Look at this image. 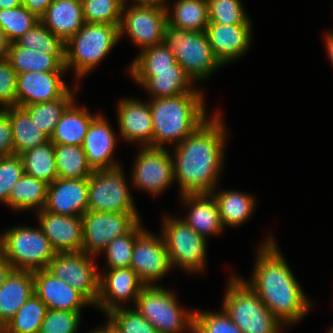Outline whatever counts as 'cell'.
Segmentation results:
<instances>
[{
	"label": "cell",
	"mask_w": 333,
	"mask_h": 333,
	"mask_svg": "<svg viewBox=\"0 0 333 333\" xmlns=\"http://www.w3.org/2000/svg\"><path fill=\"white\" fill-rule=\"evenodd\" d=\"M221 118L216 114L210 120L207 119L175 145L174 180H178L182 195L214 192L223 163L226 139Z\"/></svg>",
	"instance_id": "obj_1"
},
{
	"label": "cell",
	"mask_w": 333,
	"mask_h": 333,
	"mask_svg": "<svg viewBox=\"0 0 333 333\" xmlns=\"http://www.w3.org/2000/svg\"><path fill=\"white\" fill-rule=\"evenodd\" d=\"M266 241L259 249L251 283L246 284L283 326L289 325L303 318L311 304L275 241L272 238Z\"/></svg>",
	"instance_id": "obj_2"
},
{
	"label": "cell",
	"mask_w": 333,
	"mask_h": 333,
	"mask_svg": "<svg viewBox=\"0 0 333 333\" xmlns=\"http://www.w3.org/2000/svg\"><path fill=\"white\" fill-rule=\"evenodd\" d=\"M201 92H188L174 97L154 98L149 103L153 124V147L166 142H182L206 118Z\"/></svg>",
	"instance_id": "obj_3"
},
{
	"label": "cell",
	"mask_w": 333,
	"mask_h": 333,
	"mask_svg": "<svg viewBox=\"0 0 333 333\" xmlns=\"http://www.w3.org/2000/svg\"><path fill=\"white\" fill-rule=\"evenodd\" d=\"M223 310L242 333H280L281 324L241 278L232 276Z\"/></svg>",
	"instance_id": "obj_4"
},
{
	"label": "cell",
	"mask_w": 333,
	"mask_h": 333,
	"mask_svg": "<svg viewBox=\"0 0 333 333\" xmlns=\"http://www.w3.org/2000/svg\"><path fill=\"white\" fill-rule=\"evenodd\" d=\"M120 39L119 25L85 23L65 42V67L82 77L110 52Z\"/></svg>",
	"instance_id": "obj_5"
},
{
	"label": "cell",
	"mask_w": 333,
	"mask_h": 333,
	"mask_svg": "<svg viewBox=\"0 0 333 333\" xmlns=\"http://www.w3.org/2000/svg\"><path fill=\"white\" fill-rule=\"evenodd\" d=\"M163 43L174 52L176 62L193 83L207 78L222 65L213 54L205 31L193 32L167 23Z\"/></svg>",
	"instance_id": "obj_6"
},
{
	"label": "cell",
	"mask_w": 333,
	"mask_h": 333,
	"mask_svg": "<svg viewBox=\"0 0 333 333\" xmlns=\"http://www.w3.org/2000/svg\"><path fill=\"white\" fill-rule=\"evenodd\" d=\"M0 252L14 270L47 268L56 254L41 228L14 227L0 236Z\"/></svg>",
	"instance_id": "obj_7"
},
{
	"label": "cell",
	"mask_w": 333,
	"mask_h": 333,
	"mask_svg": "<svg viewBox=\"0 0 333 333\" xmlns=\"http://www.w3.org/2000/svg\"><path fill=\"white\" fill-rule=\"evenodd\" d=\"M135 304L136 310L155 326L157 333H178L184 328L193 332L194 311L180 309L175 295L164 288L145 286Z\"/></svg>",
	"instance_id": "obj_8"
},
{
	"label": "cell",
	"mask_w": 333,
	"mask_h": 333,
	"mask_svg": "<svg viewBox=\"0 0 333 333\" xmlns=\"http://www.w3.org/2000/svg\"><path fill=\"white\" fill-rule=\"evenodd\" d=\"M162 237L169 255L170 264L198 272L204 269L206 238L200 236L183 219L165 217Z\"/></svg>",
	"instance_id": "obj_9"
},
{
	"label": "cell",
	"mask_w": 333,
	"mask_h": 333,
	"mask_svg": "<svg viewBox=\"0 0 333 333\" xmlns=\"http://www.w3.org/2000/svg\"><path fill=\"white\" fill-rule=\"evenodd\" d=\"M87 211L136 212L120 166L94 171L88 178Z\"/></svg>",
	"instance_id": "obj_10"
},
{
	"label": "cell",
	"mask_w": 333,
	"mask_h": 333,
	"mask_svg": "<svg viewBox=\"0 0 333 333\" xmlns=\"http://www.w3.org/2000/svg\"><path fill=\"white\" fill-rule=\"evenodd\" d=\"M137 212L86 211L83 220L82 251L90 256L104 251L116 236L128 233L140 220Z\"/></svg>",
	"instance_id": "obj_11"
},
{
	"label": "cell",
	"mask_w": 333,
	"mask_h": 333,
	"mask_svg": "<svg viewBox=\"0 0 333 333\" xmlns=\"http://www.w3.org/2000/svg\"><path fill=\"white\" fill-rule=\"evenodd\" d=\"M91 257L83 251L56 253L46 269L96 305L100 273Z\"/></svg>",
	"instance_id": "obj_12"
},
{
	"label": "cell",
	"mask_w": 333,
	"mask_h": 333,
	"mask_svg": "<svg viewBox=\"0 0 333 333\" xmlns=\"http://www.w3.org/2000/svg\"><path fill=\"white\" fill-rule=\"evenodd\" d=\"M122 14L120 37L127 31L131 40L142 46V50L163 43L165 26L168 23L166 7L131 6L125 11L123 5Z\"/></svg>",
	"instance_id": "obj_13"
},
{
	"label": "cell",
	"mask_w": 333,
	"mask_h": 333,
	"mask_svg": "<svg viewBox=\"0 0 333 333\" xmlns=\"http://www.w3.org/2000/svg\"><path fill=\"white\" fill-rule=\"evenodd\" d=\"M133 184L160 194L174 180L173 157L163 147H143L136 158Z\"/></svg>",
	"instance_id": "obj_14"
},
{
	"label": "cell",
	"mask_w": 333,
	"mask_h": 333,
	"mask_svg": "<svg viewBox=\"0 0 333 333\" xmlns=\"http://www.w3.org/2000/svg\"><path fill=\"white\" fill-rule=\"evenodd\" d=\"M130 267L146 286L163 278L172 268L163 237L144 230L135 240Z\"/></svg>",
	"instance_id": "obj_15"
},
{
	"label": "cell",
	"mask_w": 333,
	"mask_h": 333,
	"mask_svg": "<svg viewBox=\"0 0 333 333\" xmlns=\"http://www.w3.org/2000/svg\"><path fill=\"white\" fill-rule=\"evenodd\" d=\"M66 71L25 72L18 74L16 106L53 101L70 89L61 79Z\"/></svg>",
	"instance_id": "obj_16"
},
{
	"label": "cell",
	"mask_w": 333,
	"mask_h": 333,
	"mask_svg": "<svg viewBox=\"0 0 333 333\" xmlns=\"http://www.w3.org/2000/svg\"><path fill=\"white\" fill-rule=\"evenodd\" d=\"M34 294L52 310L81 312V307L92 304L82 293L55 277L46 268L33 271Z\"/></svg>",
	"instance_id": "obj_17"
},
{
	"label": "cell",
	"mask_w": 333,
	"mask_h": 333,
	"mask_svg": "<svg viewBox=\"0 0 333 333\" xmlns=\"http://www.w3.org/2000/svg\"><path fill=\"white\" fill-rule=\"evenodd\" d=\"M105 277L100 275L99 295L95 306L108 313L119 308L120 301L134 299L136 303L139 293L146 286L129 268L108 269ZM119 301V302H118Z\"/></svg>",
	"instance_id": "obj_18"
},
{
	"label": "cell",
	"mask_w": 333,
	"mask_h": 333,
	"mask_svg": "<svg viewBox=\"0 0 333 333\" xmlns=\"http://www.w3.org/2000/svg\"><path fill=\"white\" fill-rule=\"evenodd\" d=\"M39 224L56 253L80 252L83 246V220L80 216L39 211Z\"/></svg>",
	"instance_id": "obj_19"
},
{
	"label": "cell",
	"mask_w": 333,
	"mask_h": 333,
	"mask_svg": "<svg viewBox=\"0 0 333 333\" xmlns=\"http://www.w3.org/2000/svg\"><path fill=\"white\" fill-rule=\"evenodd\" d=\"M88 178H57L48 184L44 210L65 216H80L87 211Z\"/></svg>",
	"instance_id": "obj_20"
},
{
	"label": "cell",
	"mask_w": 333,
	"mask_h": 333,
	"mask_svg": "<svg viewBox=\"0 0 333 333\" xmlns=\"http://www.w3.org/2000/svg\"><path fill=\"white\" fill-rule=\"evenodd\" d=\"M252 24L209 23L205 29L213 54L224 66L247 51Z\"/></svg>",
	"instance_id": "obj_21"
},
{
	"label": "cell",
	"mask_w": 333,
	"mask_h": 333,
	"mask_svg": "<svg viewBox=\"0 0 333 333\" xmlns=\"http://www.w3.org/2000/svg\"><path fill=\"white\" fill-rule=\"evenodd\" d=\"M115 145L117 144L112 127L104 117L97 115L91 121L82 144L88 164L93 171L119 166L111 161Z\"/></svg>",
	"instance_id": "obj_22"
},
{
	"label": "cell",
	"mask_w": 333,
	"mask_h": 333,
	"mask_svg": "<svg viewBox=\"0 0 333 333\" xmlns=\"http://www.w3.org/2000/svg\"><path fill=\"white\" fill-rule=\"evenodd\" d=\"M118 106V123L123 139L139 141L143 147H153V124L149 103L126 98L122 99Z\"/></svg>",
	"instance_id": "obj_23"
},
{
	"label": "cell",
	"mask_w": 333,
	"mask_h": 333,
	"mask_svg": "<svg viewBox=\"0 0 333 333\" xmlns=\"http://www.w3.org/2000/svg\"><path fill=\"white\" fill-rule=\"evenodd\" d=\"M130 73L139 84L153 94V99L201 92L192 88V79L178 63L172 67V70L130 71Z\"/></svg>",
	"instance_id": "obj_24"
},
{
	"label": "cell",
	"mask_w": 333,
	"mask_h": 333,
	"mask_svg": "<svg viewBox=\"0 0 333 333\" xmlns=\"http://www.w3.org/2000/svg\"><path fill=\"white\" fill-rule=\"evenodd\" d=\"M33 294V271L13 269L0 286V325L3 328Z\"/></svg>",
	"instance_id": "obj_25"
},
{
	"label": "cell",
	"mask_w": 333,
	"mask_h": 333,
	"mask_svg": "<svg viewBox=\"0 0 333 333\" xmlns=\"http://www.w3.org/2000/svg\"><path fill=\"white\" fill-rule=\"evenodd\" d=\"M40 21L65 43L85 24L81 0H54Z\"/></svg>",
	"instance_id": "obj_26"
},
{
	"label": "cell",
	"mask_w": 333,
	"mask_h": 333,
	"mask_svg": "<svg viewBox=\"0 0 333 333\" xmlns=\"http://www.w3.org/2000/svg\"><path fill=\"white\" fill-rule=\"evenodd\" d=\"M183 201L191 205L188 218L183 219L200 236L218 234L223 230L217 201L211 193L183 194Z\"/></svg>",
	"instance_id": "obj_27"
},
{
	"label": "cell",
	"mask_w": 333,
	"mask_h": 333,
	"mask_svg": "<svg viewBox=\"0 0 333 333\" xmlns=\"http://www.w3.org/2000/svg\"><path fill=\"white\" fill-rule=\"evenodd\" d=\"M96 116L90 114L86 107H74L72 102L63 112L50 141L54 144L82 146L88 127Z\"/></svg>",
	"instance_id": "obj_28"
},
{
	"label": "cell",
	"mask_w": 333,
	"mask_h": 333,
	"mask_svg": "<svg viewBox=\"0 0 333 333\" xmlns=\"http://www.w3.org/2000/svg\"><path fill=\"white\" fill-rule=\"evenodd\" d=\"M7 60L17 74L67 70L65 55H49L20 47L16 42L10 44Z\"/></svg>",
	"instance_id": "obj_29"
},
{
	"label": "cell",
	"mask_w": 333,
	"mask_h": 333,
	"mask_svg": "<svg viewBox=\"0 0 333 333\" xmlns=\"http://www.w3.org/2000/svg\"><path fill=\"white\" fill-rule=\"evenodd\" d=\"M9 121L12 127L15 155H20L50 140L23 107H9Z\"/></svg>",
	"instance_id": "obj_30"
},
{
	"label": "cell",
	"mask_w": 333,
	"mask_h": 333,
	"mask_svg": "<svg viewBox=\"0 0 333 333\" xmlns=\"http://www.w3.org/2000/svg\"><path fill=\"white\" fill-rule=\"evenodd\" d=\"M167 9L168 24L193 32L205 31L209 24L207 0H177L173 7V15Z\"/></svg>",
	"instance_id": "obj_31"
},
{
	"label": "cell",
	"mask_w": 333,
	"mask_h": 333,
	"mask_svg": "<svg viewBox=\"0 0 333 333\" xmlns=\"http://www.w3.org/2000/svg\"><path fill=\"white\" fill-rule=\"evenodd\" d=\"M47 188L48 183L25 173L10 191L9 206L16 210L38 207L41 211L46 205Z\"/></svg>",
	"instance_id": "obj_32"
},
{
	"label": "cell",
	"mask_w": 333,
	"mask_h": 333,
	"mask_svg": "<svg viewBox=\"0 0 333 333\" xmlns=\"http://www.w3.org/2000/svg\"><path fill=\"white\" fill-rule=\"evenodd\" d=\"M54 155L58 178L84 179L94 172L82 146L54 144Z\"/></svg>",
	"instance_id": "obj_33"
},
{
	"label": "cell",
	"mask_w": 333,
	"mask_h": 333,
	"mask_svg": "<svg viewBox=\"0 0 333 333\" xmlns=\"http://www.w3.org/2000/svg\"><path fill=\"white\" fill-rule=\"evenodd\" d=\"M223 228L226 225L238 226L245 222L253 212L254 198L236 191H220L215 195Z\"/></svg>",
	"instance_id": "obj_34"
},
{
	"label": "cell",
	"mask_w": 333,
	"mask_h": 333,
	"mask_svg": "<svg viewBox=\"0 0 333 333\" xmlns=\"http://www.w3.org/2000/svg\"><path fill=\"white\" fill-rule=\"evenodd\" d=\"M27 175L50 184L58 178L55 163L54 143L50 140L19 155Z\"/></svg>",
	"instance_id": "obj_35"
},
{
	"label": "cell",
	"mask_w": 333,
	"mask_h": 333,
	"mask_svg": "<svg viewBox=\"0 0 333 333\" xmlns=\"http://www.w3.org/2000/svg\"><path fill=\"white\" fill-rule=\"evenodd\" d=\"M71 92L72 91L69 90L64 96L53 101L23 106L33 122H35L38 128L49 138L54 133L56 125L60 121L63 112L72 102H74V93Z\"/></svg>",
	"instance_id": "obj_36"
},
{
	"label": "cell",
	"mask_w": 333,
	"mask_h": 333,
	"mask_svg": "<svg viewBox=\"0 0 333 333\" xmlns=\"http://www.w3.org/2000/svg\"><path fill=\"white\" fill-rule=\"evenodd\" d=\"M48 308L33 294L4 326L3 333H39Z\"/></svg>",
	"instance_id": "obj_37"
},
{
	"label": "cell",
	"mask_w": 333,
	"mask_h": 333,
	"mask_svg": "<svg viewBox=\"0 0 333 333\" xmlns=\"http://www.w3.org/2000/svg\"><path fill=\"white\" fill-rule=\"evenodd\" d=\"M15 42L20 47L49 55H65V43L40 20Z\"/></svg>",
	"instance_id": "obj_38"
},
{
	"label": "cell",
	"mask_w": 333,
	"mask_h": 333,
	"mask_svg": "<svg viewBox=\"0 0 333 333\" xmlns=\"http://www.w3.org/2000/svg\"><path fill=\"white\" fill-rule=\"evenodd\" d=\"M143 231L139 221L128 233L116 236L108 243L104 250L108 269L130 267L135 240Z\"/></svg>",
	"instance_id": "obj_39"
},
{
	"label": "cell",
	"mask_w": 333,
	"mask_h": 333,
	"mask_svg": "<svg viewBox=\"0 0 333 333\" xmlns=\"http://www.w3.org/2000/svg\"><path fill=\"white\" fill-rule=\"evenodd\" d=\"M39 20L23 5L12 9H0V28L11 43L32 29Z\"/></svg>",
	"instance_id": "obj_40"
},
{
	"label": "cell",
	"mask_w": 333,
	"mask_h": 333,
	"mask_svg": "<svg viewBox=\"0 0 333 333\" xmlns=\"http://www.w3.org/2000/svg\"><path fill=\"white\" fill-rule=\"evenodd\" d=\"M85 23L120 25L122 0H81Z\"/></svg>",
	"instance_id": "obj_41"
},
{
	"label": "cell",
	"mask_w": 333,
	"mask_h": 333,
	"mask_svg": "<svg viewBox=\"0 0 333 333\" xmlns=\"http://www.w3.org/2000/svg\"><path fill=\"white\" fill-rule=\"evenodd\" d=\"M177 64L174 52L164 43L146 48L133 61L129 71L172 70Z\"/></svg>",
	"instance_id": "obj_42"
},
{
	"label": "cell",
	"mask_w": 333,
	"mask_h": 333,
	"mask_svg": "<svg viewBox=\"0 0 333 333\" xmlns=\"http://www.w3.org/2000/svg\"><path fill=\"white\" fill-rule=\"evenodd\" d=\"M209 23L251 24L240 0H207Z\"/></svg>",
	"instance_id": "obj_43"
},
{
	"label": "cell",
	"mask_w": 333,
	"mask_h": 333,
	"mask_svg": "<svg viewBox=\"0 0 333 333\" xmlns=\"http://www.w3.org/2000/svg\"><path fill=\"white\" fill-rule=\"evenodd\" d=\"M120 333H157L155 326L136 309L116 308L107 313Z\"/></svg>",
	"instance_id": "obj_44"
},
{
	"label": "cell",
	"mask_w": 333,
	"mask_h": 333,
	"mask_svg": "<svg viewBox=\"0 0 333 333\" xmlns=\"http://www.w3.org/2000/svg\"><path fill=\"white\" fill-rule=\"evenodd\" d=\"M193 333H242V331L224 310L220 313L196 311Z\"/></svg>",
	"instance_id": "obj_45"
},
{
	"label": "cell",
	"mask_w": 333,
	"mask_h": 333,
	"mask_svg": "<svg viewBox=\"0 0 333 333\" xmlns=\"http://www.w3.org/2000/svg\"><path fill=\"white\" fill-rule=\"evenodd\" d=\"M25 174L23 162L19 155L3 156L0 160V201L9 205L12 187Z\"/></svg>",
	"instance_id": "obj_46"
},
{
	"label": "cell",
	"mask_w": 333,
	"mask_h": 333,
	"mask_svg": "<svg viewBox=\"0 0 333 333\" xmlns=\"http://www.w3.org/2000/svg\"><path fill=\"white\" fill-rule=\"evenodd\" d=\"M81 312L48 309L39 333H76Z\"/></svg>",
	"instance_id": "obj_47"
},
{
	"label": "cell",
	"mask_w": 333,
	"mask_h": 333,
	"mask_svg": "<svg viewBox=\"0 0 333 333\" xmlns=\"http://www.w3.org/2000/svg\"><path fill=\"white\" fill-rule=\"evenodd\" d=\"M17 72L7 58L0 60V104L3 109L16 106Z\"/></svg>",
	"instance_id": "obj_48"
},
{
	"label": "cell",
	"mask_w": 333,
	"mask_h": 333,
	"mask_svg": "<svg viewBox=\"0 0 333 333\" xmlns=\"http://www.w3.org/2000/svg\"><path fill=\"white\" fill-rule=\"evenodd\" d=\"M0 155H15L12 127L9 121V107L0 109Z\"/></svg>",
	"instance_id": "obj_49"
},
{
	"label": "cell",
	"mask_w": 333,
	"mask_h": 333,
	"mask_svg": "<svg viewBox=\"0 0 333 333\" xmlns=\"http://www.w3.org/2000/svg\"><path fill=\"white\" fill-rule=\"evenodd\" d=\"M53 1L54 0H22V5L40 19Z\"/></svg>",
	"instance_id": "obj_50"
},
{
	"label": "cell",
	"mask_w": 333,
	"mask_h": 333,
	"mask_svg": "<svg viewBox=\"0 0 333 333\" xmlns=\"http://www.w3.org/2000/svg\"><path fill=\"white\" fill-rule=\"evenodd\" d=\"M13 267L5 256L0 252V286L5 282Z\"/></svg>",
	"instance_id": "obj_51"
},
{
	"label": "cell",
	"mask_w": 333,
	"mask_h": 333,
	"mask_svg": "<svg viewBox=\"0 0 333 333\" xmlns=\"http://www.w3.org/2000/svg\"><path fill=\"white\" fill-rule=\"evenodd\" d=\"M11 42L5 32L0 28V60L8 56Z\"/></svg>",
	"instance_id": "obj_52"
},
{
	"label": "cell",
	"mask_w": 333,
	"mask_h": 333,
	"mask_svg": "<svg viewBox=\"0 0 333 333\" xmlns=\"http://www.w3.org/2000/svg\"><path fill=\"white\" fill-rule=\"evenodd\" d=\"M136 2V4H133V6H161L166 7L165 1L166 0H133ZM123 5H125V0H122Z\"/></svg>",
	"instance_id": "obj_53"
},
{
	"label": "cell",
	"mask_w": 333,
	"mask_h": 333,
	"mask_svg": "<svg viewBox=\"0 0 333 333\" xmlns=\"http://www.w3.org/2000/svg\"><path fill=\"white\" fill-rule=\"evenodd\" d=\"M22 5V0H0V9H12Z\"/></svg>",
	"instance_id": "obj_54"
},
{
	"label": "cell",
	"mask_w": 333,
	"mask_h": 333,
	"mask_svg": "<svg viewBox=\"0 0 333 333\" xmlns=\"http://www.w3.org/2000/svg\"><path fill=\"white\" fill-rule=\"evenodd\" d=\"M98 333H120L117 327L109 320L104 328L96 329Z\"/></svg>",
	"instance_id": "obj_55"
},
{
	"label": "cell",
	"mask_w": 333,
	"mask_h": 333,
	"mask_svg": "<svg viewBox=\"0 0 333 333\" xmlns=\"http://www.w3.org/2000/svg\"><path fill=\"white\" fill-rule=\"evenodd\" d=\"M326 45L329 58L333 64V34H328L326 36Z\"/></svg>",
	"instance_id": "obj_56"
},
{
	"label": "cell",
	"mask_w": 333,
	"mask_h": 333,
	"mask_svg": "<svg viewBox=\"0 0 333 333\" xmlns=\"http://www.w3.org/2000/svg\"><path fill=\"white\" fill-rule=\"evenodd\" d=\"M0 333H3V327L0 325Z\"/></svg>",
	"instance_id": "obj_57"
},
{
	"label": "cell",
	"mask_w": 333,
	"mask_h": 333,
	"mask_svg": "<svg viewBox=\"0 0 333 333\" xmlns=\"http://www.w3.org/2000/svg\"><path fill=\"white\" fill-rule=\"evenodd\" d=\"M329 333H333V327H331V329L329 330Z\"/></svg>",
	"instance_id": "obj_58"
}]
</instances>
